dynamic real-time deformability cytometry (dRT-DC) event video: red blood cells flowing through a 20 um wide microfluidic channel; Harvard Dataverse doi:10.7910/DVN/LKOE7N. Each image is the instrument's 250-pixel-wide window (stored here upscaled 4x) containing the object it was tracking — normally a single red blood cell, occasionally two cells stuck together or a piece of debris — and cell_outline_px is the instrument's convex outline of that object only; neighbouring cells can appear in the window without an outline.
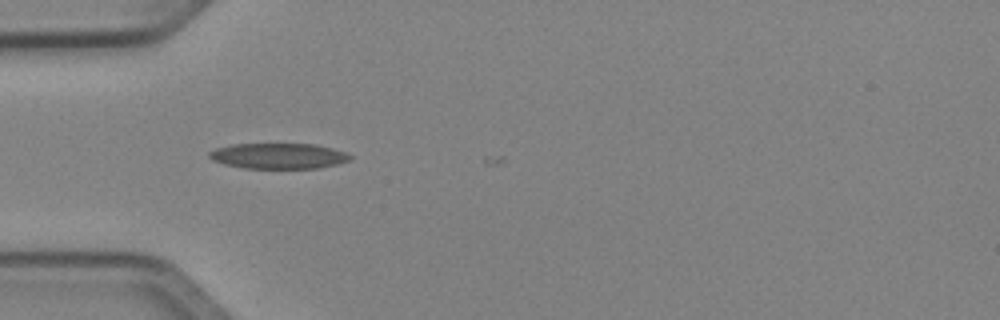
{"species": "Egyptian fruit bat (a non-hibernating species)", "species_latin": "Rousettus aegyptiacus", "temperature_condition": "cold", "stored_images_in_passage": 3, "camera_frame_rate_fps": 3000, "um_per_image_px": 0.085, "animal": {"sex": "female"}, "frame": {"image": 1, "passage_image": 1, "time_ms": 0.0, "image_size_px": [1000, 320], "cell_outline_px": [[352, 156], [348, 160], [336, 164], [320, 168], [244, 168], [224, 164], [212, 160], [208, 156], [208, 152], [216, 148], [232, 144], [312, 144], [332, 148], [348, 152]], "centroid_in_image_um": [23.66, 13.25], "position_along_channel_um": 61.3, "area_um2": 20.98}}